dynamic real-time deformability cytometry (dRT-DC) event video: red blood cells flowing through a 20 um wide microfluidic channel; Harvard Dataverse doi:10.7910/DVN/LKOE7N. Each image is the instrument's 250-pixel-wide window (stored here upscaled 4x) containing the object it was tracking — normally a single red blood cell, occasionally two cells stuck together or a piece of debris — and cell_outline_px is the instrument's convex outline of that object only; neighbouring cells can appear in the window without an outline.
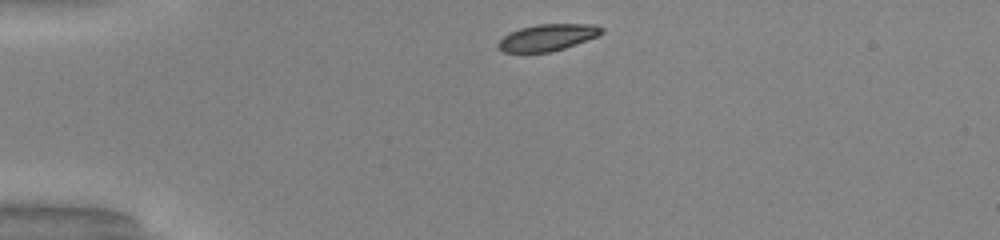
{"species": "common noctule bat (a hibernating species)", "species_latin": "Nyctalus noctula", "temperature_condition": "warm", "stored_images_in_passage": 34, "camera_frame_rate_fps": 3000, "um_per_image_px": 0.085, "animal": {"sex": "male", "body_mass_g": 20.0, "forearm_length_mm": 53.3}, "frame": {"image": 1, "passage_image": 1, "time_ms": 0.0, "image_size_px": [1000, 240], "cell_outline_px": [[604, 32], [596, 36], [564, 48], [548, 52], [504, 52], [496, 44], [504, 36], [520, 28], [536, 24], [592, 24], [604, 28]], "centroid_in_image_um": [46.54, 3.17], "position_along_channel_um": 38.5, "area_um2": 15.78}}
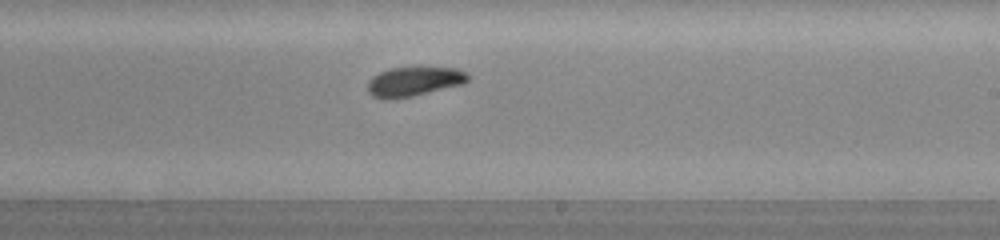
{"frame": {"image": 2, "passage_image": 20, "time_ms": 6.333, "image_size_px": [1000, 240], "cell_outline_px": [[468, 80], [464, 84], [412, 96], [392, 100], [384, 100], [372, 96], [368, 92], [368, 80], [372, 76], [388, 68], [456, 68], [464, 72], [468, 76]], "centroid_in_image_um": [35.13, 6.95], "position_along_channel_um": 253.9, "area_um2": 17.17}}
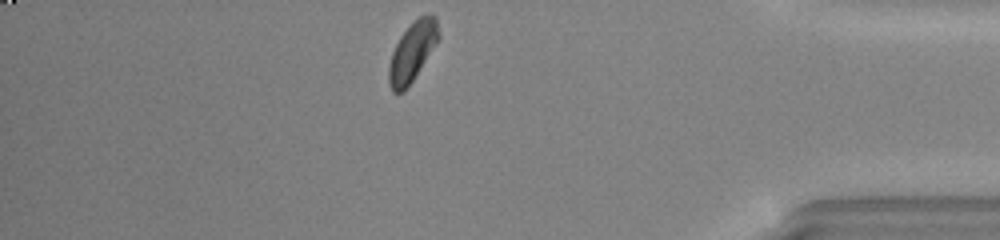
{"frame": {"image": 3, "passage_image": 33, "time_ms": 10.667, "image_size_px": [1000, 240], "cell_outline_px": [[440, 36], [436, 44], [404, 92], [392, 92], [388, 84], [388, 64], [392, 52], [400, 36], [412, 20], [420, 16], [432, 12], [436, 16]], "centroid_in_image_um": [35.04, 4.35], "position_along_channel_um": 400.2, "area_um2": 17.34}, "authors_computed_cell_mechanics": {"area_um2": 17.4267, "velocity_mm_per_s": 4.1002, "shape_relaxation_time_tau1_ms": 2.7358, "shape_relaxation_time_tau2_ms": 4.3623, "deformation_change_tau1": 0.1218, "deformation_change_tau2": 0.0934}}